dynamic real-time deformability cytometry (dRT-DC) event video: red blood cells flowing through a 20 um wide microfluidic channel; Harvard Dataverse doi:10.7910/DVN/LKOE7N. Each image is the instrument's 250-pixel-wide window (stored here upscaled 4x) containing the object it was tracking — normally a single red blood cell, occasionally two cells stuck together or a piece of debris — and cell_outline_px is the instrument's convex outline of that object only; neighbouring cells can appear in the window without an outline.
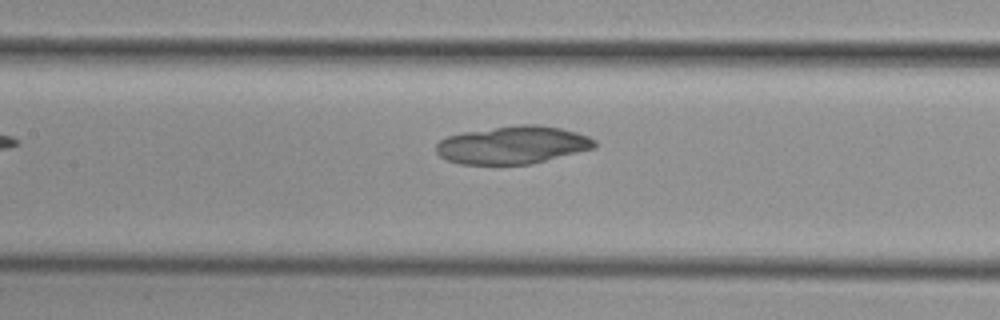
{"species": "common noctule bat (a hibernating species)", "species_latin": "Nyctalus noctula", "temperature_condition": "cold", "stored_images_in_passage": 7, "camera_frame_rate_fps": 3000, "um_per_image_px": 0.085, "animal": {"sex": "female", "body_mass_g": 29.2, "forearm_length_mm": 56.3}, "frame": {"image": 1, "passage_image": 7, "time_ms": 7.333, "image_size_px": [1000, 320], "cell_outline_px": [[596, 148], [528, 164], [460, 164], [448, 160], [440, 156], [436, 152], [436, 144], [440, 140], [448, 136], [464, 132], [516, 124], [536, 124], [560, 128], [576, 132], [588, 136], [596, 140]], "centroid_in_image_um": [43.58, 12.31], "position_along_channel_um": 163.8, "area_um2": 34.8}}